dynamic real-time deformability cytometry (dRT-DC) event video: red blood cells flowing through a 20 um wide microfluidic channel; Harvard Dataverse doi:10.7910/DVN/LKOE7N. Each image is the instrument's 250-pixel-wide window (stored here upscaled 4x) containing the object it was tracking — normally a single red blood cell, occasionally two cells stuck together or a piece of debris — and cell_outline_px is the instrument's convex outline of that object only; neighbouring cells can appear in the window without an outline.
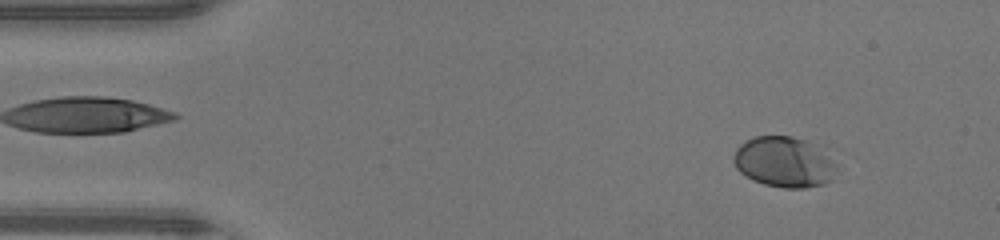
{"species": "human", "species_latin": "Homo sapiens", "temperature_condition": "warm", "stored_images_in_passage": 48, "camera_frame_rate_fps": 3000, "um_per_image_px": 0.085, "donor": {"sex": "male"}, "frame": {"image": 1, "passage_image": 5, "time_ms": 1.333, "image_size_px": [1000, 240], "cell_outline_px": [[836, 168], [832, 180], [824, 184], [804, 188], [784, 188], [764, 184], [752, 180], [740, 172], [736, 168], [732, 160], [732, 156], [736, 148], [740, 144], [756, 136], [792, 136], [824, 144], [836, 164]], "centroid_in_image_um": [66.71, 13.75], "position_along_channel_um": 18.3, "area_um2": 31.27}}
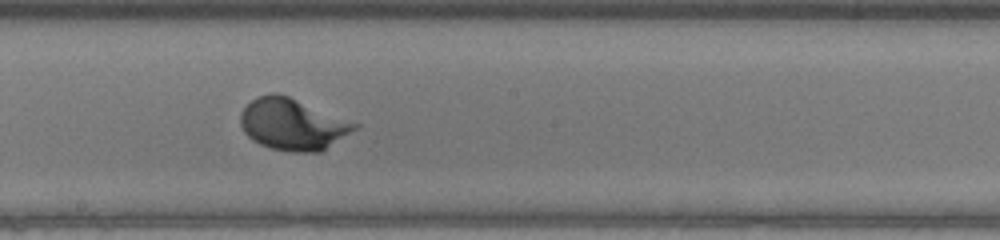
{"frame": {"image": 2, "passage_image": 26, "time_ms": 8.333, "image_size_px": [1000, 240], "cell_outline_px": [[360, 124], [356, 128], [320, 152], [292, 152], [272, 148], [260, 144], [252, 140], [244, 132], [240, 124], [240, 112], [256, 96], [272, 92], [276, 92], [288, 96]], "centroid_in_image_um": [24.83, 10.55], "position_along_channel_um": 223.4, "area_um2": 33.99}}
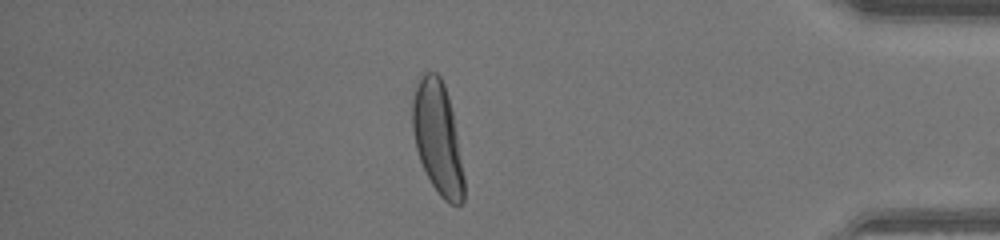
{"frame": {"image": 3, "passage_image": 41, "time_ms": 13.333, "image_size_px": [1000, 240], "cell_outline_px": [[464, 200], [460, 204], [448, 204], [440, 196], [432, 184], [420, 160], [416, 148], [412, 132], [412, 104], [416, 84], [424, 72], [436, 72], [440, 76], [444, 84], [448, 96], [452, 112], [464, 176]], "centroid_in_image_um": [37.19, 11.72], "position_along_channel_um": 398.0, "area_um2": 33.47}, "authors_computed_cell_mechanics": {"area_um2": 31.5299, "velocity_mm_per_s": 4.306, "shape_relaxation_time_tau1_ms": 2.1877, "shape_relaxation_time_tau2_ms": null, "deformation_change_tau1": 0.1478, "deformation_change_tau2": null}}